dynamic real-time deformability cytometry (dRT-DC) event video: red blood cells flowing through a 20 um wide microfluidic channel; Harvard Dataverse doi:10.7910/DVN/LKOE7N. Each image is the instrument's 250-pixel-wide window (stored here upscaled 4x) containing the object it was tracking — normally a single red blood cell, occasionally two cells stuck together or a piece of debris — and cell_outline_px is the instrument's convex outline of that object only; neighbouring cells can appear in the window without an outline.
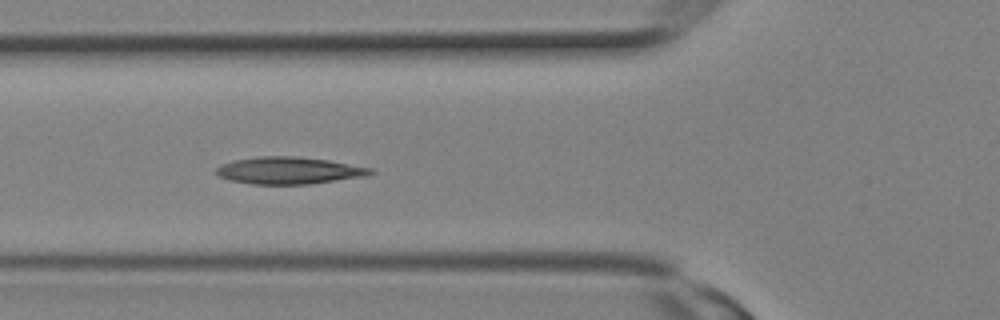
{"species": "Egyptian fruit bat (a non-hibernating species)", "species_latin": "Rousettus aegyptiacus", "temperature_condition": "room temperature", "stored_images_in_passage": 9, "camera_frame_rate_fps": 3000, "um_per_image_px": 0.085, "animal": {"sex": "female"}, "frame": {"image": 1, "passage_image": 6, "time_ms": 1.667, "image_size_px": [1000, 320], "cell_outline_px": [[376, 172], [368, 176], [312, 184], [252, 184], [232, 180], [220, 176], [216, 172], [216, 168], [220, 164], [232, 160], [260, 156], [300, 156], [328, 160], [372, 168]], "centroid_in_image_um": [24.6, 14.49], "position_along_channel_um": 101.2, "area_um2": 24.51}}
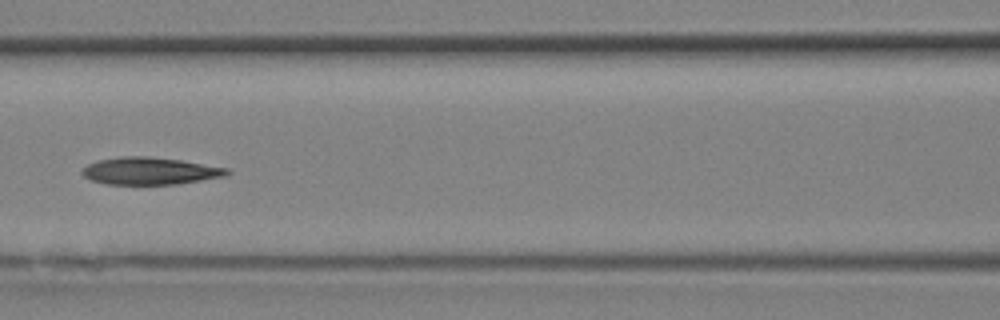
{"frame": {"image": 2, "passage_image": 8, "time_ms": 2.333, "image_size_px": [1000, 320], "cell_outline_px": [[232, 172], [224, 176], [176, 184], [104, 184], [92, 180], [84, 176], [80, 172], [88, 164], [100, 160], [120, 156], [148, 156], [180, 160], [228, 168]], "centroid_in_image_um": [12.73, 14.53], "position_along_channel_um": 153.9, "area_um2": 22.83}}